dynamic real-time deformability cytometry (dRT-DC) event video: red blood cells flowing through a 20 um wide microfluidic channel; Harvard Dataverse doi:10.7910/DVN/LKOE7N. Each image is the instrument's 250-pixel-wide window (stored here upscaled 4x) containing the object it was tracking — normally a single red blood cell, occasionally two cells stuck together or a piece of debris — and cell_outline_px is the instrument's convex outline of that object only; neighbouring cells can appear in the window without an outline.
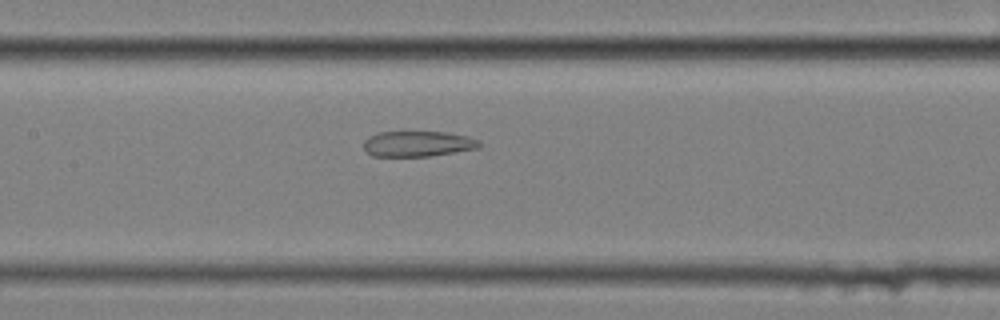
{"species": "common noctule bat (a hibernating species)", "species_latin": "Nyctalus noctula", "temperature_condition": "cold", "stored_images_in_passage": 44, "camera_frame_rate_fps": 3000, "um_per_image_px": 0.085, "animal": {"sex": "female", "body_mass_g": 25.1}, "frame": {"image": 1, "passage_image": 13, "time_ms": 4.0, "image_size_px": [1000, 320], "cell_outline_px": [[484, 144], [480, 148], [428, 156], [372, 156], [364, 148], [364, 140], [368, 136], [380, 132], [444, 132], [468, 136], [480, 140]], "centroid_in_image_um": [35.56, 12.22], "position_along_channel_um": 171.8, "area_um2": 17.28}}
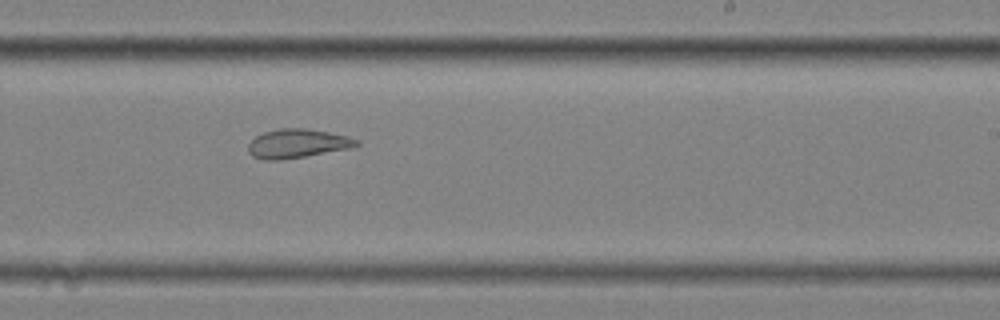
{"frame": {"image": 2, "passage_image": 21, "time_ms": 6.667, "image_size_px": [1000, 320], "cell_outline_px": [[360, 144], [348, 148], [304, 156], [280, 160], [264, 160], [252, 156], [248, 152], [248, 144], [256, 136], [264, 132], [280, 128], [304, 128], [328, 132], [348, 136], [360, 140]], "centroid_in_image_um": [25.25, 12.19], "position_along_channel_um": 263.8, "area_um2": 18.09}}
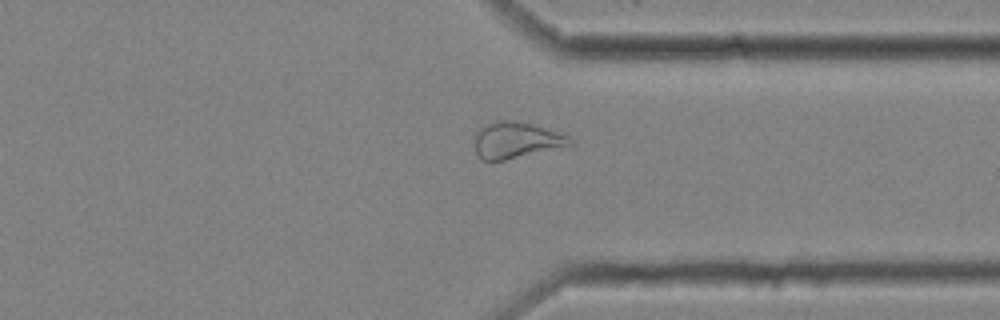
{"frame": {"image": 3, "passage_image": 30, "time_ms": 9.667, "image_size_px": [1000, 320], "cell_outline_px": [[572, 144], [504, 160], [480, 160], [476, 152], [476, 132], [480, 128], [496, 120], [512, 120], [532, 124], [568, 136], [572, 140]], "centroid_in_image_um": [43.83, 11.91], "position_along_channel_um": 367.6, "area_um2": 19.54}, "authors_computed_cell_mechanics": {"area_um2": 19.7676, "velocity_mm_per_s": 3.4531, "shape_relaxation_time_tau1_ms": null, "shape_relaxation_time_tau2_ms": 3.6513, "deformation_change_tau1": null, "deformation_change_tau2": 0.1118}}